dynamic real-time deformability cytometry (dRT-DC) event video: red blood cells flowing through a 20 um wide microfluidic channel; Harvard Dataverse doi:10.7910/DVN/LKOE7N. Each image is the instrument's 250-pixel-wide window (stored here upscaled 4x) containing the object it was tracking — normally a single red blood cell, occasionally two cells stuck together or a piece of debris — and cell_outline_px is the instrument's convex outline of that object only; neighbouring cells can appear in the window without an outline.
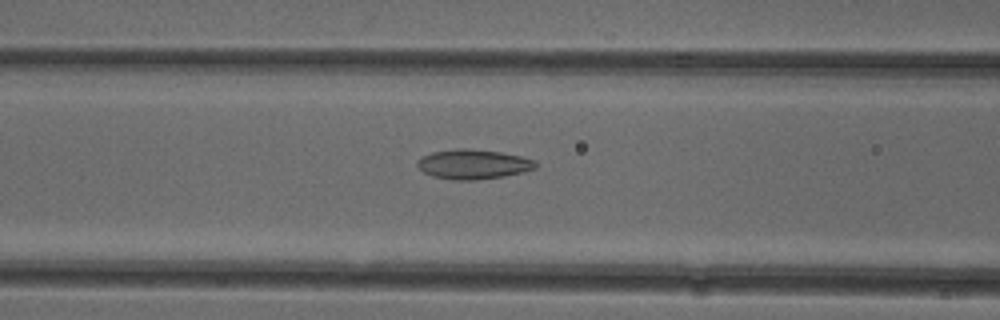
{"species": "common noctule bat (a hibernating species)", "species_latin": "Nyctalus noctula", "temperature_condition": "cold", "stored_images_in_passage": 25, "camera_frame_rate_fps": 3000, "um_per_image_px": 0.085, "animal": {"sex": "female"}, "frame": {"image": 1, "passage_image": 15, "time_ms": 4.667, "image_size_px": [1000, 320], "cell_outline_px": [[536, 168], [524, 172], [504, 176], [476, 180], [452, 180], [432, 176], [424, 172], [416, 164], [416, 160], [420, 156], [432, 152], [456, 148], [468, 148], [500, 152], [520, 156], [536, 160]], "centroid_in_image_um": [40.2, 13.95], "position_along_channel_um": 126.4, "area_um2": 20.63}}
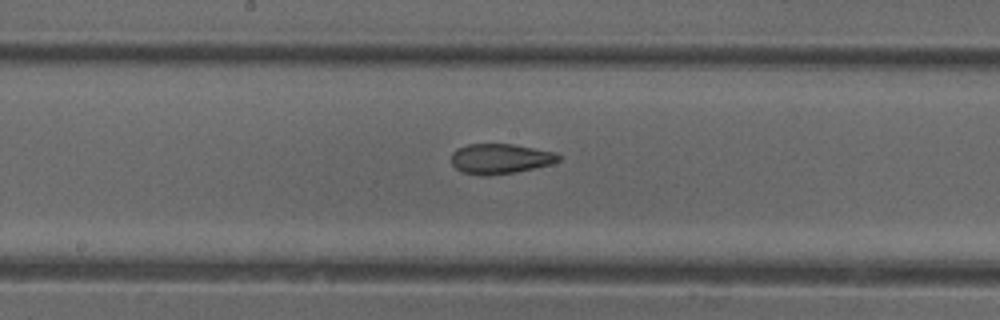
{"frame": {"image": 2, "passage_image": 21, "time_ms": 6.667, "image_size_px": [1000, 320], "cell_outline_px": [[560, 160], [548, 164], [516, 172], [488, 176], [480, 176], [460, 172], [452, 164], [452, 152], [456, 148], [468, 144], [512, 144], [556, 152], [560, 156]], "centroid_in_image_um": [42.47, 13.5], "position_along_channel_um": 205.7, "area_um2": 18.84}}
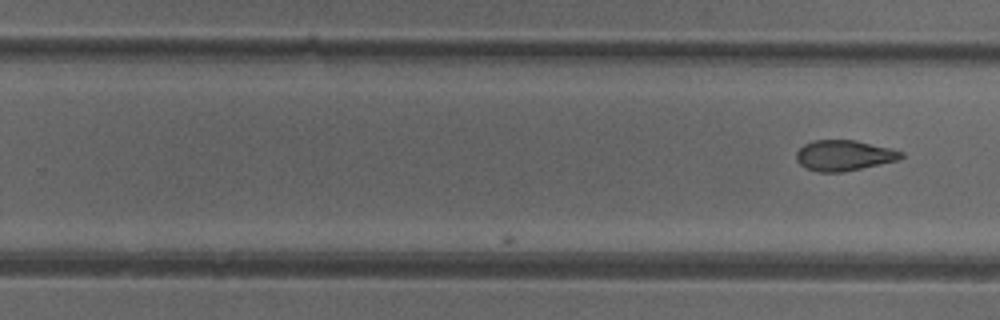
{"frame": {"image": 3, "passage_image": 25, "time_ms": 8.0, "image_size_px": [1000, 320], "cell_outline_px": [[904, 156], [896, 160], [860, 168], [840, 172], [820, 172], [808, 168], [800, 164], [796, 160], [796, 152], [804, 144], [812, 140], [856, 140], [904, 152]], "centroid_in_image_um": [71.7, 13.2], "position_along_channel_um": 258.1, "area_um2": 18.32}}